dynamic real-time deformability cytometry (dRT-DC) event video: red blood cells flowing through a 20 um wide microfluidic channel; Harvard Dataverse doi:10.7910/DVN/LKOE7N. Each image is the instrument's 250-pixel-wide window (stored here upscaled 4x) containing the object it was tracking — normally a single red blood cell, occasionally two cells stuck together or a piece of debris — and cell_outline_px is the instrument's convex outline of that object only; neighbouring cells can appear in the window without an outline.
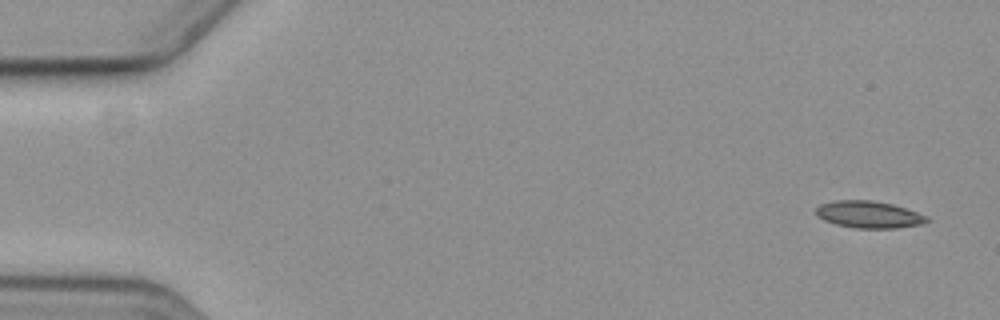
{"species": "common noctule bat (a hibernating species)", "species_latin": "Nyctalus noctula", "temperature_condition": "cold", "stored_images_in_passage": 5, "camera_frame_rate_fps": 3000, "um_per_image_px": 0.085, "animal": {"sex": "female", "body_mass_g": 19.3, "forearm_length_mm": 54.1}, "frame": {"image": 1, "passage_image": 1, "time_ms": 0.0, "image_size_px": [1000, 320], "cell_outline_px": [[932, 220], [920, 224], [896, 228], [856, 228], [836, 224], [824, 220], [816, 216], [816, 208], [820, 204], [836, 200], [872, 200], [892, 204], [928, 216]], "centroid_in_image_um": [73.84, 18.23], "position_along_channel_um": 11.2, "area_um2": 17.4}}
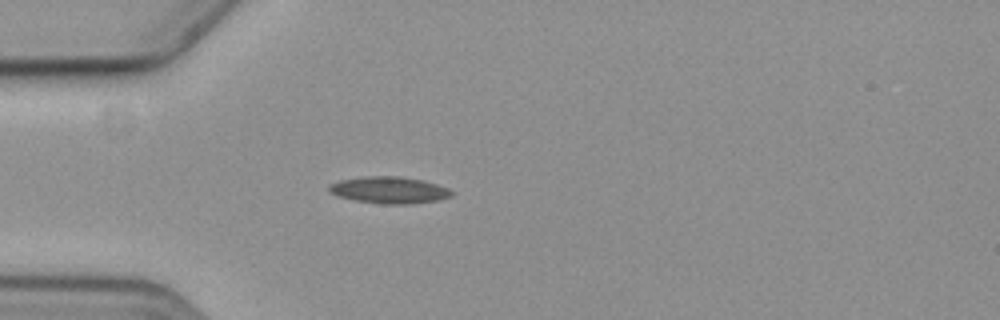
{"frame": {"image": 2, "passage_image": 4, "time_ms": 4.667, "image_size_px": [1000, 320], "cell_outline_px": [[456, 192], [452, 196], [440, 200], [412, 204], [380, 204], [352, 200], [336, 196], [328, 192], [328, 184], [340, 180], [364, 176], [400, 176], [420, 180], [436, 184], [448, 188]], "centroid_in_image_um": [33.06, 16.16], "position_along_channel_um": 51.9, "area_um2": 19.48}}